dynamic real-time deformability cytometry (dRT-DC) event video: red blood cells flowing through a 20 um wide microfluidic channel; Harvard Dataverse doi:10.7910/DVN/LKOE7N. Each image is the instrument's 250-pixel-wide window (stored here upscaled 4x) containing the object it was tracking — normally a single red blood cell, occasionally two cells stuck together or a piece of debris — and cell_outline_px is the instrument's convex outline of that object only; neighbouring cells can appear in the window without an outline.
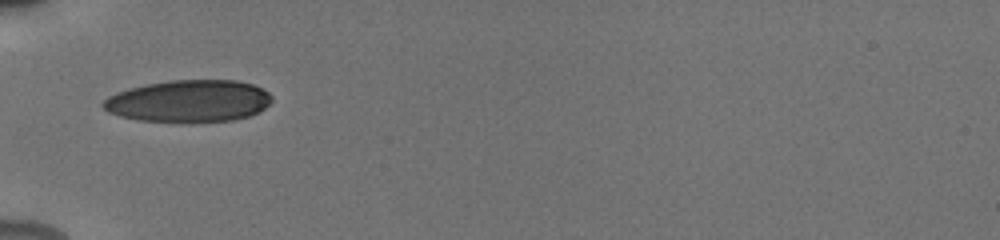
{"species": "human", "species_latin": "Homo sapiens", "temperature_condition": "cold", "stored_images_in_passage": 15, "camera_frame_rate_fps": 3000, "um_per_image_px": 0.085, "donor": {"sex": "male"}, "frame": {"image": 1, "passage_image": 1, "time_ms": 0.0, "image_size_px": [1000, 240], "cell_outline_px": [[272, 100], [260, 112], [248, 116], [232, 120], [180, 124], [136, 120], [120, 116], [108, 112], [100, 104], [108, 96], [116, 92], [128, 88], [148, 84], [172, 80], [236, 80], [252, 84], [268, 92], [272, 96]], "centroid_in_image_um": [16.02, 8.62], "position_along_channel_um": 69.0, "area_um2": 42.08}}
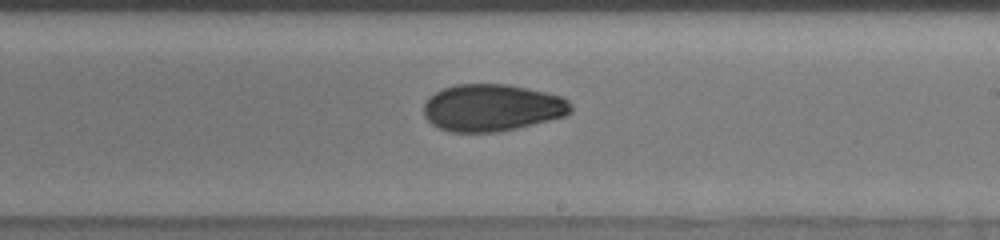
{"frame": {"image": 2, "passage_image": 11, "time_ms": 4.667, "image_size_px": [1000, 240], "cell_outline_px": [[572, 112], [564, 116], [516, 128], [496, 132], [452, 132], [440, 128], [432, 124], [424, 116], [424, 104], [428, 96], [444, 88], [456, 84], [508, 84], [528, 88], [564, 96], [572, 104]], "centroid_in_image_um": [41.83, 9.14], "position_along_channel_um": 247.2, "area_um2": 40.46}}
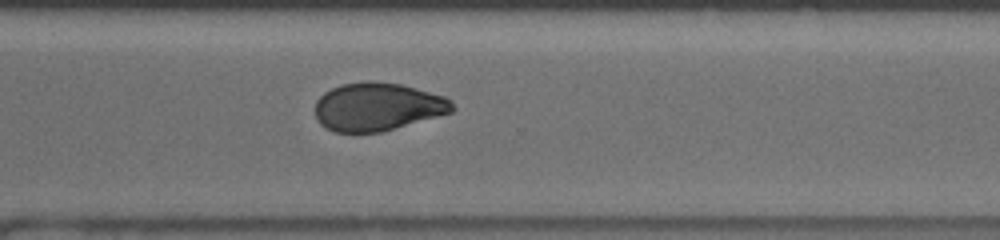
{"frame": {"image": 3, "passage_image": 15, "time_ms": 7.0, "image_size_px": [1000, 240], "cell_outline_px": [[456, 108], [452, 112], [380, 132], [336, 132], [320, 124], [316, 116], [316, 100], [324, 92], [332, 88], [344, 84], [368, 80], [372, 80], [400, 84], [416, 88], [444, 96], [452, 100]], "centroid_in_image_um": [32.1, 9.06], "position_along_channel_um": 338.5, "area_um2": 38.32}}